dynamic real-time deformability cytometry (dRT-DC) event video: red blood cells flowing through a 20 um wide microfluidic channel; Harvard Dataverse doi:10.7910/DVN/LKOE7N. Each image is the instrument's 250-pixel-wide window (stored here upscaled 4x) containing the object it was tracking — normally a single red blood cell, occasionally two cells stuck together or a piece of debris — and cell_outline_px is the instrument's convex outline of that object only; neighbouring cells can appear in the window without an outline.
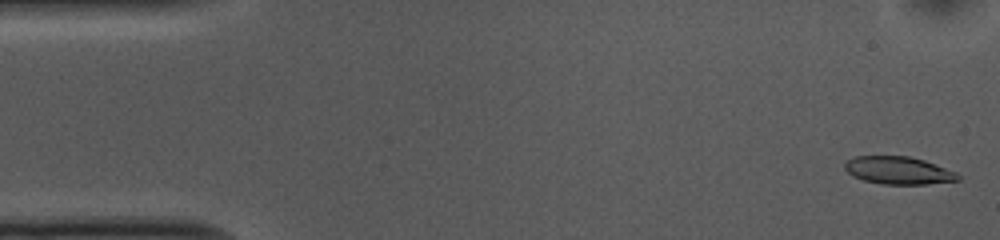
{"species": "common noctule bat (a hibernating species)", "species_latin": "Nyctalus noctula", "temperature_condition": "cold", "stored_images_in_passage": 52, "camera_frame_rate_fps": 3000, "um_per_image_px": 0.085, "animal": {"sex": "female", "body_mass_g": 10.0, "forearm_length_mm": 53.1}, "frame": {"image": 1, "passage_image": 1, "time_ms": 0.0, "image_size_px": [1000, 240], "cell_outline_px": [[960, 180], [928, 184], [880, 184], [864, 180], [852, 176], [844, 168], [844, 164], [848, 160], [856, 156], [908, 156], [924, 160], [956, 172], [960, 176]], "centroid_in_image_um": [76.36, 14.49], "position_along_channel_um": 8.6, "area_um2": 18.21}}
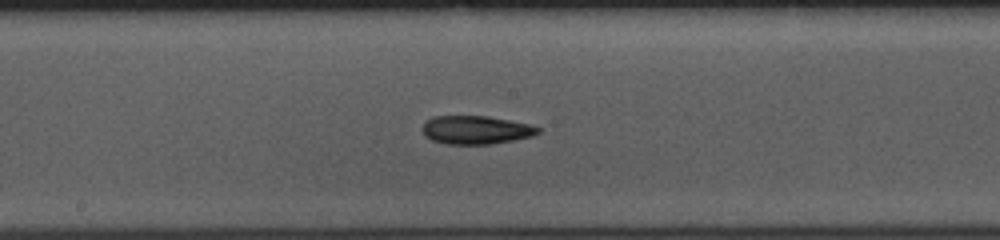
{"frame": {"image": 2, "passage_image": 26, "time_ms": 8.333, "image_size_px": [1000, 240], "cell_outline_px": [[540, 132], [532, 136], [512, 140], [488, 144], [444, 144], [432, 140], [424, 136], [420, 128], [432, 116], [488, 116], [528, 124], [540, 128]], "centroid_in_image_um": [40.4, 11.04], "position_along_channel_um": 207.8, "area_um2": 19.07}}
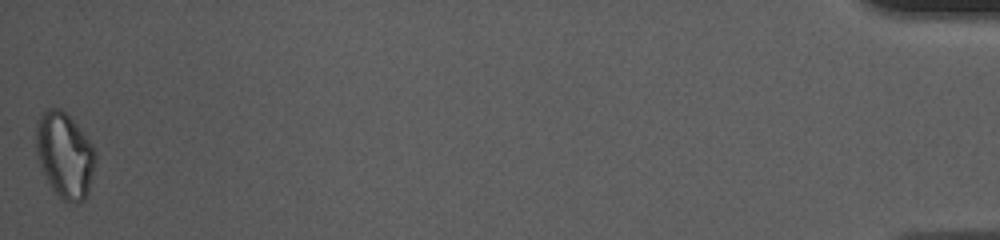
{"frame": {"image": 3, "passage_image": 52, "time_ms": 17.0, "image_size_px": [1000, 240], "cell_outline_px": [[96, 160], [88, 196], [80, 204], [76, 204], [64, 200], [52, 188], [36, 156], [36, 120], [40, 112], [48, 108], [60, 108], [80, 128], [92, 144], [96, 152]], "centroid_in_image_um": [5.51, 13.18], "position_along_channel_um": 429.7, "area_um2": 29.77}, "authors_computed_cell_mechanics": {"area_um2": 19.4786, "velocity_mm_per_s": 3.7213, "shape_relaxation_time_tau1_ms": 5.7027, "shape_relaxation_time_tau2_ms": 8.3382, "deformation_change_tau1": 0.1508, "deformation_change_tau2": 0.1768}}